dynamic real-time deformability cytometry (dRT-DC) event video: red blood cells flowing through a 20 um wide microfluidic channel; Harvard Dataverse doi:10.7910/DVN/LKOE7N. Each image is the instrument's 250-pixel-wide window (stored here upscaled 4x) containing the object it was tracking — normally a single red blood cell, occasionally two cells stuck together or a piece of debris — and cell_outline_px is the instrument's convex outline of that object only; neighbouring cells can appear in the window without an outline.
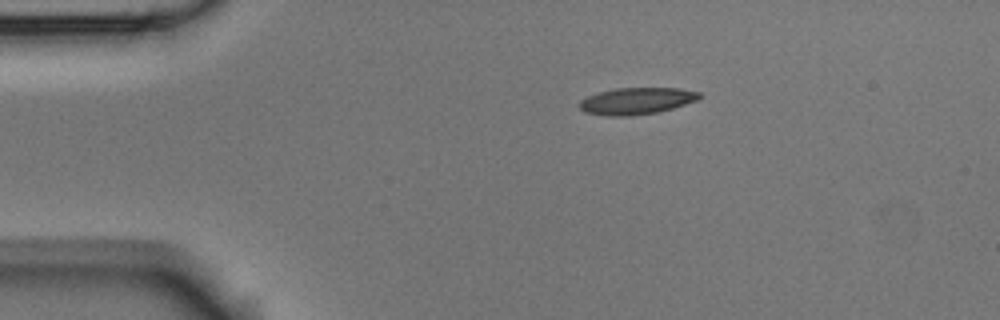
{"species": "Egyptian fruit bat (a non-hibernating species)", "species_latin": "Rousettus aegyptiacus", "temperature_condition": "room temperature", "stored_images_in_passage": 8, "camera_frame_rate_fps": 3000, "um_per_image_px": 0.085, "animal": {"sex": "male"}, "frame": {"image": 1, "passage_image": 1, "time_ms": 0.0, "image_size_px": [1000, 320], "cell_outline_px": [[700, 96], [696, 100], [672, 108], [656, 112], [628, 116], [608, 116], [584, 112], [576, 104], [580, 100], [588, 96], [600, 92], [616, 88], [680, 88], [700, 92]], "centroid_in_image_um": [54.05, 8.58], "position_along_channel_um": 30.9, "area_um2": 18.55}}
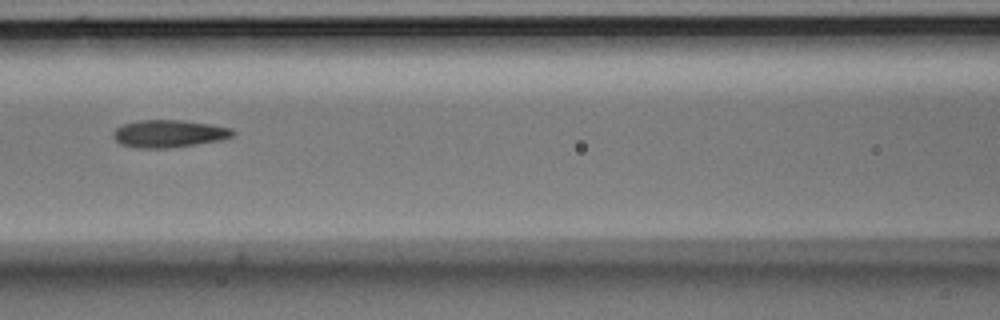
{"frame": {"image": 2, "passage_image": 5, "time_ms": 4.667, "image_size_px": [1000, 320], "cell_outline_px": [[236, 132], [232, 136], [220, 140], [196, 144], [168, 148], [136, 148], [120, 144], [112, 136], [112, 132], [116, 128], [124, 124], [140, 120], [184, 120], [232, 128]], "centroid_in_image_um": [14.34, 11.36], "position_along_channel_um": 152.3, "area_um2": 19.13}}
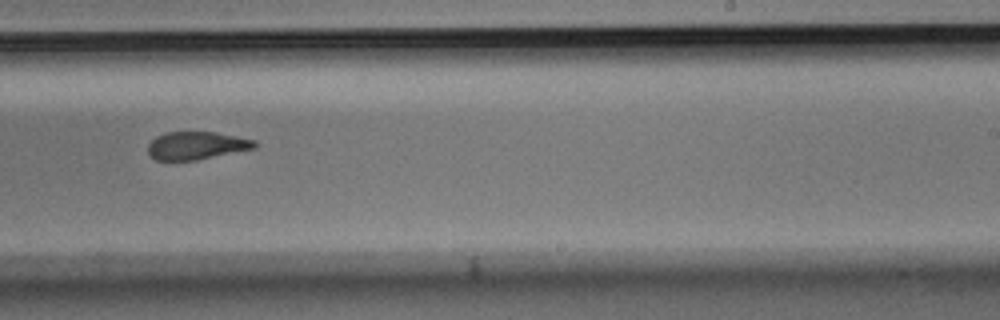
{"frame": {"image": 3, "passage_image": 8, "time_ms": 8.0, "image_size_px": [1000, 320], "cell_outline_px": [[256, 148], [196, 160], [156, 160], [148, 152], [148, 144], [156, 136], [164, 132], [216, 132], [256, 140]], "centroid_in_image_um": [16.7, 12.36], "position_along_channel_um": 272.3, "area_um2": 17.28}}